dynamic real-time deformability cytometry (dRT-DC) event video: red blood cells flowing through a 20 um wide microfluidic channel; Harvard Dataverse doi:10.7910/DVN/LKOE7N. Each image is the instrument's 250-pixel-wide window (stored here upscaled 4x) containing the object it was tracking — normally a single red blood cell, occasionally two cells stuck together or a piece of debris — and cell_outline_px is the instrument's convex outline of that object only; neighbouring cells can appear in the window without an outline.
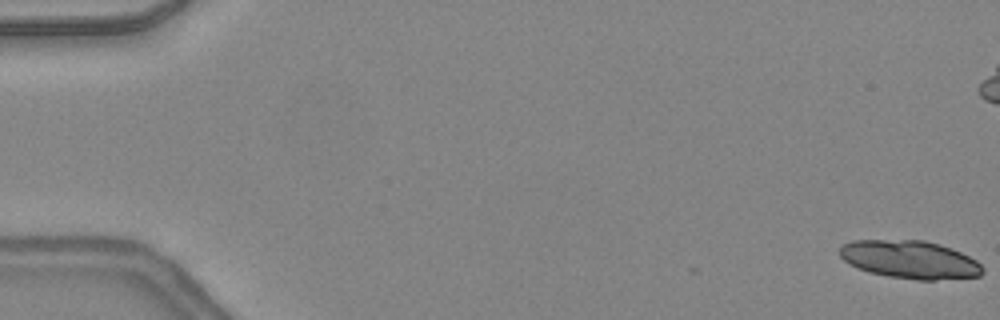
{"species": "common noctule bat (a hibernating species)", "species_latin": "Nyctalus noctula", "temperature_condition": "warm", "stored_images_in_passage": 4, "camera_frame_rate_fps": 3000, "um_per_image_px": 0.085, "animal": {"sex": "female", "body_mass_g": 24.6, "forearm_length_mm": 56.2}, "frame": {"image": 1, "passage_image": 1, "time_ms": 0.0, "image_size_px": [1000, 320], "cell_outline_px": [[984, 272], [980, 276], [936, 280], [916, 280], [888, 276], [868, 272], [848, 264], [840, 256], [840, 248], [844, 244], [852, 240], [924, 240], [940, 244], [952, 248], [976, 260], [984, 268]], "centroid_in_image_um": [77.35, 22.07], "position_along_channel_um": 7.7, "area_um2": 31.79}}